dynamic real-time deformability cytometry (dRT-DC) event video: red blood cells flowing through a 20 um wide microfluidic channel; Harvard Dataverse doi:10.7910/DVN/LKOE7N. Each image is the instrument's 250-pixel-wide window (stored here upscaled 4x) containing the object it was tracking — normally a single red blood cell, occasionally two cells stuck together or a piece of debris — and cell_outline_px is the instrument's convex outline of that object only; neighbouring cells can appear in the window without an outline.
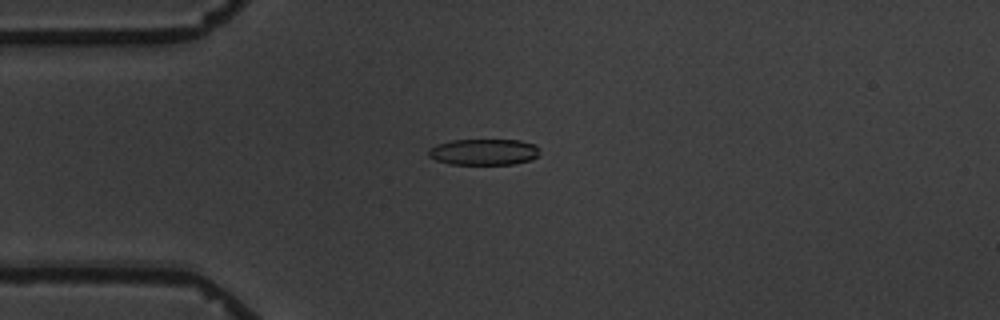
{"species": "common noctule bat (a hibernating species)", "species_latin": "Nyctalus noctula", "temperature_condition": "warm", "stored_images_in_passage": 2, "camera_frame_rate_fps": 3000, "um_per_image_px": 0.085, "animal": {"sex": "male", "body_mass_g": 19.5, "forearm_length_mm": 54.6}, "frame": {"image": 1, "passage_image": 2, "time_ms": 1.333, "image_size_px": [1000, 320], "cell_outline_px": [[540, 156], [532, 160], [512, 164], [448, 164], [436, 160], [428, 156], [428, 148], [436, 144], [452, 140], [520, 140], [536, 144]], "centroid_in_image_um": [41.13, 12.91], "position_along_channel_um": 43.9, "area_um2": 17.17}}